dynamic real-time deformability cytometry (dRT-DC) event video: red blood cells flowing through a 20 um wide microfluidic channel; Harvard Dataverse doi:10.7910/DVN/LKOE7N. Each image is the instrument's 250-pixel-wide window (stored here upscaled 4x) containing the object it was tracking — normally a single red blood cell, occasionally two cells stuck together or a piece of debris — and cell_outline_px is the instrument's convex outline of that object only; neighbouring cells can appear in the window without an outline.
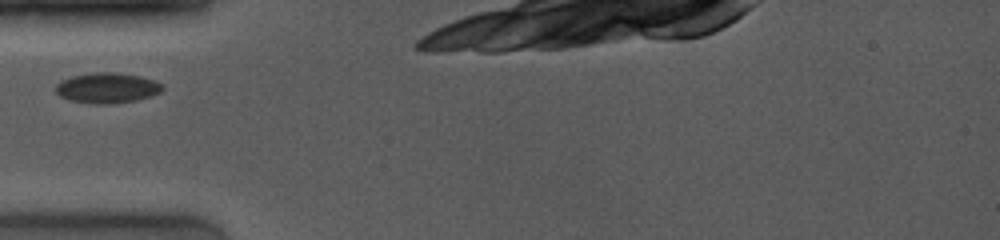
{"species": "common noctule bat (a hibernating species)", "species_latin": "Nyctalus noctula", "temperature_condition": "room temperature", "stored_images_in_passage": 10, "camera_frame_rate_fps": 4000, "um_per_image_px": 0.085, "animal": {"sex": "female", "body_mass_g": 19.0, "forearm_length_mm": 53.3}, "frame": {"image": 1, "passage_image": 1, "time_ms": 0.0, "image_size_px": [1000, 240], "cell_outline_px": [[164, 88], [160, 92], [152, 96], [136, 100], [112, 104], [92, 104], [68, 100], [60, 96], [56, 92], [56, 84], [72, 76], [96, 72], [112, 72], [140, 76], [156, 80]], "centroid_in_image_um": [9.12, 7.48], "position_along_channel_um": 75.9, "area_um2": 18.9}}
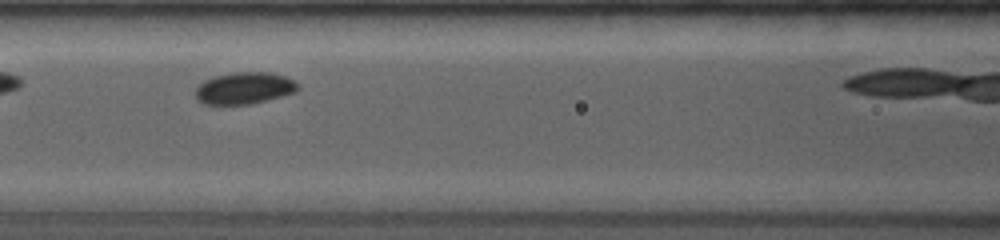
{"frame": {"image": 2, "passage_image": 5, "time_ms": 1.75, "image_size_px": [1000, 240], "cell_outline_px": [[300, 88], [296, 92], [248, 104], [204, 104], [196, 100], [196, 88], [204, 80], [216, 76], [232, 72], [268, 72], [284, 76], [292, 80]], "centroid_in_image_um": [20.74, 7.49], "position_along_channel_um": 145.9, "area_um2": 18.73}}